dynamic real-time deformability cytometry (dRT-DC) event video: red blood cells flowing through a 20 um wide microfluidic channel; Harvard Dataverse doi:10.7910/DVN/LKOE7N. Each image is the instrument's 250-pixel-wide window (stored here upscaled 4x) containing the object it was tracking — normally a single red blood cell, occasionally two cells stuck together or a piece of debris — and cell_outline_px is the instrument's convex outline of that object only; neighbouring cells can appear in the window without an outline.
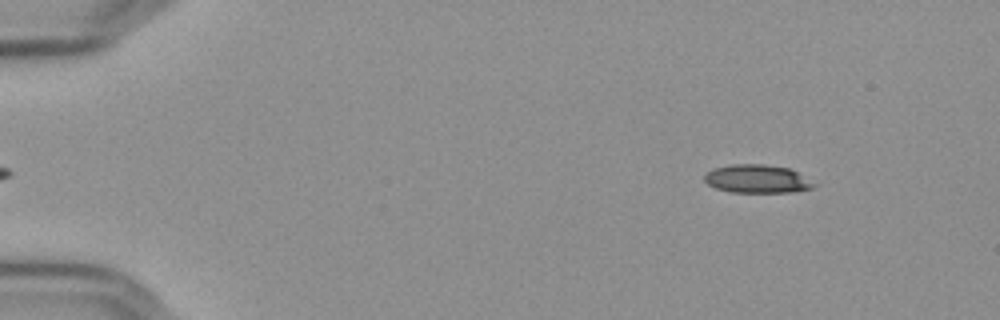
{"species": "Egyptian fruit bat (a non-hibernating species)", "species_latin": "Rousettus aegyptiacus", "temperature_condition": "cold", "stored_images_in_passage": 53, "camera_frame_rate_fps": 3000, "um_per_image_px": 0.085, "frame": {"image": 1, "passage_image": 4, "time_ms": 1.0, "image_size_px": [1000, 320], "cell_outline_px": [[820, 184], [812, 188], [788, 192], [732, 192], [716, 188], [708, 184], [704, 180], [704, 176], [712, 168], [728, 164], [764, 164], [788, 168]], "centroid_in_image_um": [64.36, 15.2], "position_along_channel_um": 20.6, "area_um2": 18.09}}
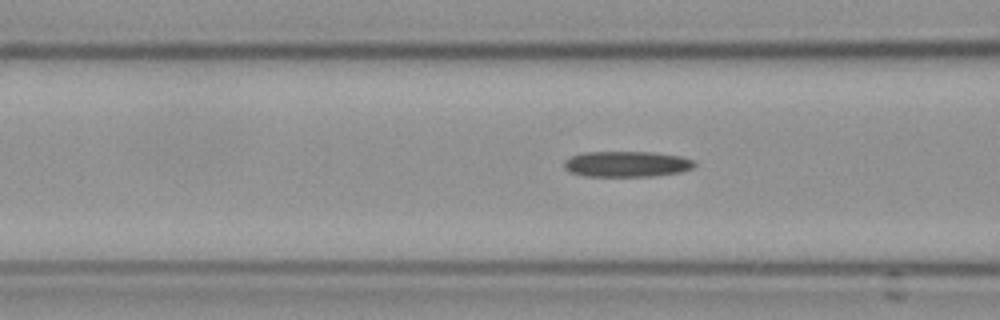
{"frame": {"image": 2, "passage_image": 20, "time_ms": 6.333, "image_size_px": [1000, 320], "cell_outline_px": [[696, 164], [692, 168], [680, 172], [652, 176], [584, 176], [568, 172], [564, 168], [564, 160], [572, 156], [584, 152], [652, 152], [680, 156], [692, 160]], "centroid_in_image_um": [53.23, 13.94], "position_along_channel_um": 113.4, "area_um2": 19.54}}
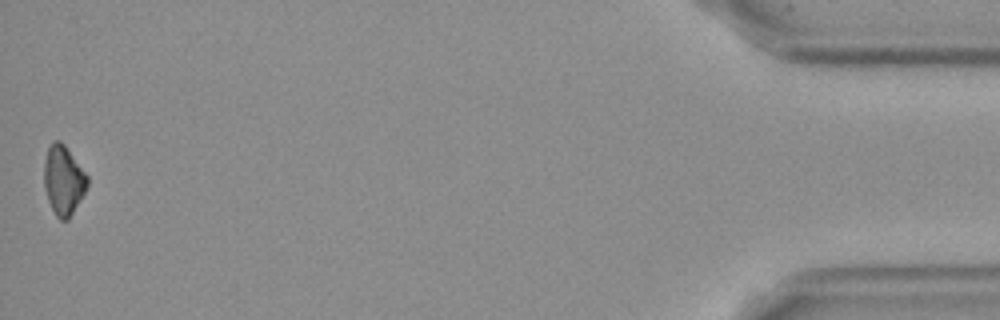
{"frame": {"image": 3, "passage_image": 53, "time_ms": 17.333, "image_size_px": [1000, 320], "cell_outline_px": [[88, 184], [84, 192], [68, 220], [60, 220], [56, 216], [48, 200], [44, 188], [44, 164], [48, 148], [52, 140], [60, 140], [64, 144], [88, 176]], "centroid_in_image_um": [5.38, 15.3], "position_along_channel_um": 429.8, "area_um2": 17.28}}